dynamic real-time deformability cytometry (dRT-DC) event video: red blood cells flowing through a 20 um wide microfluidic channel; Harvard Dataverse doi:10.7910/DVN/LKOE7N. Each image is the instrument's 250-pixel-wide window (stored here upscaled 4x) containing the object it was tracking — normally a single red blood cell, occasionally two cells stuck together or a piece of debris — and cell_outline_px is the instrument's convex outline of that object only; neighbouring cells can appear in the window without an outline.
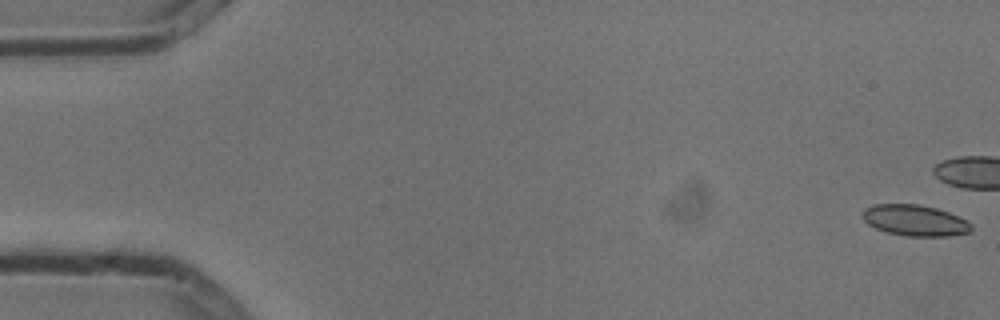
{"species": "common noctule bat (a hibernating species)", "species_latin": "Nyctalus noctula", "temperature_condition": "cold", "stored_images_in_passage": 6, "camera_frame_rate_fps": 3000, "um_per_image_px": 0.085, "animal": {"sex": "male", "body_mass_g": 13.3}, "frame": {"image": 1, "passage_image": 1, "time_ms": 0.0, "image_size_px": [1000, 320], "cell_outline_px": [[972, 228], [968, 232], [948, 236], [908, 236], [884, 232], [868, 224], [860, 216], [860, 212], [864, 208], [872, 204], [920, 204], [936, 208], [948, 212], [968, 220], [972, 224]], "centroid_in_image_um": [77.72, 18.72], "position_along_channel_um": 7.3, "area_um2": 19.94}}